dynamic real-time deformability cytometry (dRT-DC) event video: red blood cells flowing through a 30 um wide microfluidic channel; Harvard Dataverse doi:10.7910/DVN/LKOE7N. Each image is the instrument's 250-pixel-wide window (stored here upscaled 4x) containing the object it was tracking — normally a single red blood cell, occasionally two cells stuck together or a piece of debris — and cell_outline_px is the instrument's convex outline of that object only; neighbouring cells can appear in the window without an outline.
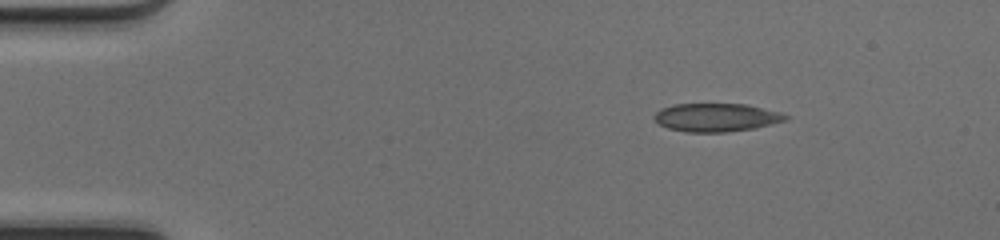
{"species": "common noctule bat (a hibernating species)", "species_latin": "Nyctalus noctula", "temperature_condition": "cold", "stored_images_in_passage": 42, "camera_frame_rate_fps": 3000, "um_per_image_px": 0.085, "animal": {"sex": "female", "body_mass_g": 17.0, "forearm_length_mm": 48.0}, "frame": {"image": 1, "passage_image": 1, "time_ms": 0.0, "image_size_px": [1000, 240], "cell_outline_px": [[788, 120], [756, 128], [724, 132], [684, 132], [668, 128], [652, 120], [652, 116], [660, 108], [672, 104], [748, 104], [780, 112], [788, 116]], "centroid_in_image_um": [60.86, 9.98], "position_along_channel_um": 24.1, "area_um2": 21.91}}
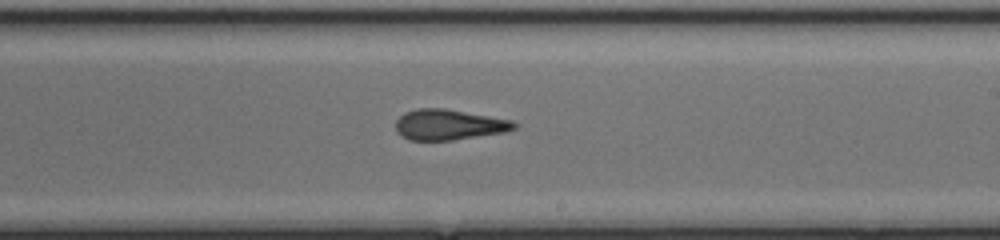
{"frame": {"image": 2, "passage_image": 23, "time_ms": 7.333, "image_size_px": [1000, 240], "cell_outline_px": [[520, 124], [516, 128], [504, 132], [452, 140], [408, 140], [400, 136], [396, 132], [396, 120], [404, 112], [416, 108], [444, 108], [512, 120]], "centroid_in_image_um": [38.13, 10.59], "position_along_channel_um": 250.9, "area_um2": 21.21}}
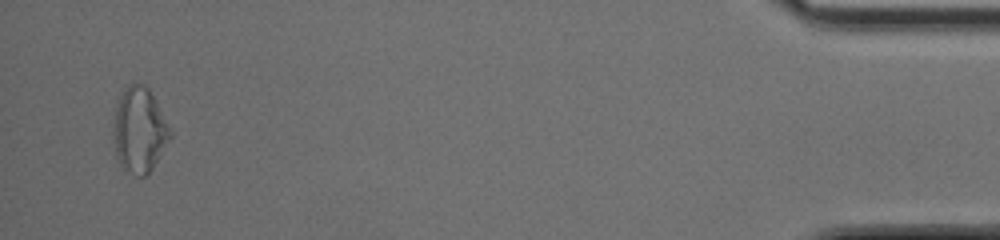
{"frame": {"image": 3, "passage_image": 41, "time_ms": 13.333, "image_size_px": [1000, 240], "cell_outline_px": [[172, 136], [152, 168], [144, 176], [136, 176], [124, 168], [120, 164], [116, 156], [112, 136], [112, 128], [116, 108], [120, 96], [124, 88], [128, 84], [144, 84], [148, 88], [168, 124], [172, 132]], "centroid_in_image_um": [11.82, 11.06], "position_along_channel_um": 423.4, "area_um2": 27.92}, "authors_computed_cell_mechanics": {"area_um2": 22.1663, "velocity_mm_per_s": 4.2351, "shape_relaxation_time_tau1_ms": null, "shape_relaxation_time_tau2_ms": 2.2576, "deformation_change_tau1": null, "deformation_change_tau2": 0.1058}}